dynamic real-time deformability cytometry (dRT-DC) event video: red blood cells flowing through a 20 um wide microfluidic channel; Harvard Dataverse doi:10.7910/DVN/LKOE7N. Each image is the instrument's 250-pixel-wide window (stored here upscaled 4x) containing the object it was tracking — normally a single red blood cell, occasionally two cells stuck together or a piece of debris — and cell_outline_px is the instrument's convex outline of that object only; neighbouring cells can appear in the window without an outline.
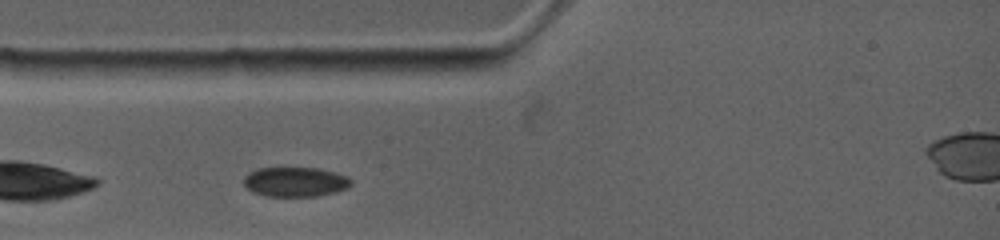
{"species": "common noctule bat (a hibernating species)", "species_latin": "Nyctalus noctula", "temperature_condition": "warm", "stored_images_in_passage": 16, "camera_frame_rate_fps": 4500, "um_per_image_px": 0.085, "animal": {"sex": "female", "body_mass_g": 19.0, "forearm_length_mm": 53.3}, "frame": {"image": 1, "passage_image": 11, "time_ms": 1.333, "image_size_px": [1000, 240], "cell_outline_px": [[352, 184], [348, 188], [336, 192], [320, 196], [268, 196], [252, 192], [244, 184], [244, 176], [248, 172], [260, 168], [316, 168], [348, 176], [352, 180]], "centroid_in_image_um": [25.11, 15.46], "position_along_channel_um": 59.9, "area_um2": 18.55}}